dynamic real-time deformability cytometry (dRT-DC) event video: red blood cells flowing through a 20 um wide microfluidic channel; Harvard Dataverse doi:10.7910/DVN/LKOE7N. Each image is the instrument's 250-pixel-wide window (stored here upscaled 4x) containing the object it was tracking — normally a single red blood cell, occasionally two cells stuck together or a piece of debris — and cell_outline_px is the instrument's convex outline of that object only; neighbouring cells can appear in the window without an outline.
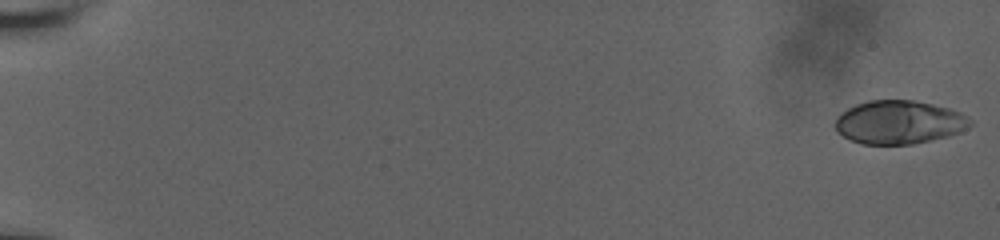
{"species": "human", "species_latin": "Homo sapiens", "temperature_condition": "room temperature", "stored_images_in_passage": 45, "camera_frame_rate_fps": 3000, "um_per_image_px": 0.085, "donor": {"sex": "male"}, "frame": {"image": 1, "passage_image": 1, "time_ms": 0.0, "image_size_px": [1000, 240], "cell_outline_px": [[972, 124], [960, 132], [948, 136], [912, 144], [864, 144], [852, 140], [844, 136], [836, 128], [836, 120], [848, 108], [856, 104], [868, 100], [912, 100], [932, 104], [948, 108], [960, 112], [972, 120]], "centroid_in_image_um": [76.46, 10.38], "position_along_channel_um": 8.5, "area_um2": 33.76}}
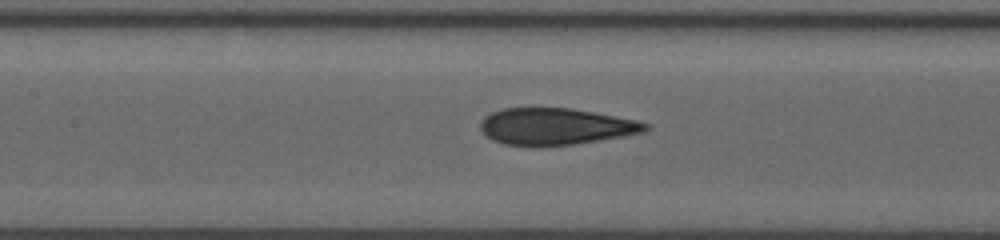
{"frame": {"image": 2, "passage_image": 27, "time_ms": 9.667, "image_size_px": [1000, 240], "cell_outline_px": [[652, 128], [648, 132], [572, 144], [504, 144], [492, 140], [480, 128], [480, 120], [484, 116], [500, 108], [568, 108], [596, 112], [636, 120], [648, 124]], "centroid_in_image_um": [47.26, 10.72], "position_along_channel_um": 160.1, "area_um2": 34.8}}
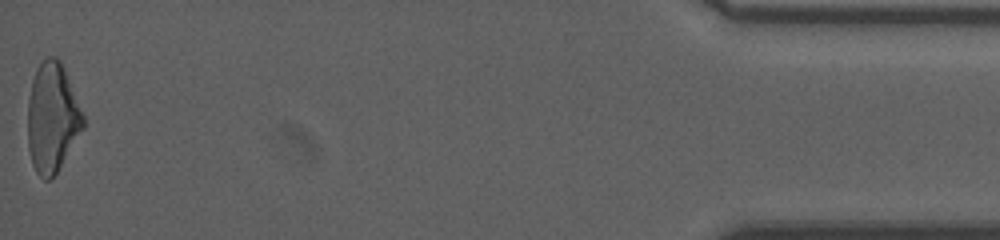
{"frame": {"image": 3, "passage_image": 45, "time_ms": 19.0, "image_size_px": [1000, 240], "cell_outline_px": [[84, 128], [56, 172], [48, 180], [44, 180], [36, 172], [32, 164], [28, 148], [28, 100], [32, 80], [36, 68], [48, 56], [56, 56], [60, 60], [84, 116]], "centroid_in_image_um": [4.42, 10.0], "position_along_channel_um": 430.8, "area_um2": 34.97}, "authors_computed_cell_mechanics": {"area_um2": 34.7956, "velocity_mm_per_s": 3.8085, "shape_relaxation_time_tau1_ms": null, "shape_relaxation_time_tau2_ms": 1.843, "deformation_change_tau1": null, "deformation_change_tau2": 0.0874}}